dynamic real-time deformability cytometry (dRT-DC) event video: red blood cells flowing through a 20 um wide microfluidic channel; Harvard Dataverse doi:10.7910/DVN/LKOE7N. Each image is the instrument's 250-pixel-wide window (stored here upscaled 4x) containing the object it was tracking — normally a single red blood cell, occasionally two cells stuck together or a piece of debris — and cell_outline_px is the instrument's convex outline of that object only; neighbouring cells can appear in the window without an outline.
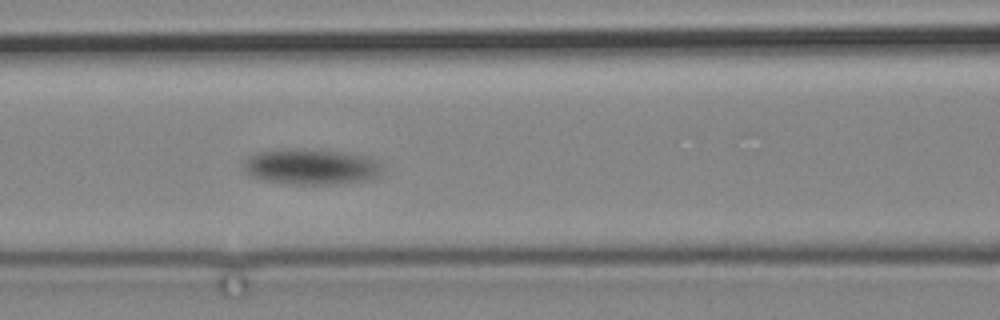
{"species": "common noctule bat (a hibernating species)", "species_latin": "Nyctalus noctula", "temperature_condition": "cold", "stored_images_in_passage": 5, "camera_frame_rate_fps": 3000, "um_per_image_px": 0.085, "animal": {"sex": "male", "body_mass_g": 19.2, "forearm_length_mm": 51.8}, "frame": {"image": 1, "passage_image": 5, "time_ms": 4.667, "image_size_px": [1000, 320], "cell_outline_px": [[380, 176], [364, 180], [332, 184], [292, 184], [260, 180], [248, 176], [244, 172], [240, 164], [252, 156], [260, 152], [284, 148], [300, 148], [340, 152], [372, 156], [380, 168]], "centroid_in_image_um": [26.36, 14.17], "position_along_channel_um": 140.2, "area_um2": 29.02}}